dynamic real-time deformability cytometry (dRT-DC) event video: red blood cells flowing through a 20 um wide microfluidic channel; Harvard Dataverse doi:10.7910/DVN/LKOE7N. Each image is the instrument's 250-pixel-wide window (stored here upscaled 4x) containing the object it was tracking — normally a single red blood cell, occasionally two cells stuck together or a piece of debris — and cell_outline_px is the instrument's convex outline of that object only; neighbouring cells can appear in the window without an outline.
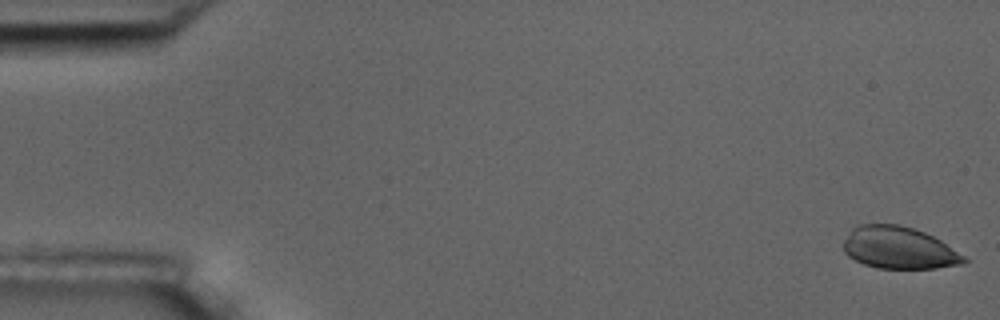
{"species": "common noctule bat (a hibernating species)", "species_latin": "Nyctalus noctula", "temperature_condition": "room temperature", "stored_images_in_passage": 8, "camera_frame_rate_fps": 3000, "um_per_image_px": 0.085, "animal": {"sex": "male", "body_mass_g": 17.5, "forearm_length_mm": 52.3}, "frame": {"image": 1, "passage_image": 1, "time_ms": 0.0, "image_size_px": [1000, 320], "cell_outline_px": [[972, 260], [964, 264], [936, 268], [876, 268], [864, 264], [848, 256], [844, 252], [844, 240], [852, 228], [860, 224], [900, 224], [924, 232], [940, 240]], "centroid_in_image_um": [76.44, 21.07], "position_along_channel_um": 8.6, "area_um2": 29.65}}